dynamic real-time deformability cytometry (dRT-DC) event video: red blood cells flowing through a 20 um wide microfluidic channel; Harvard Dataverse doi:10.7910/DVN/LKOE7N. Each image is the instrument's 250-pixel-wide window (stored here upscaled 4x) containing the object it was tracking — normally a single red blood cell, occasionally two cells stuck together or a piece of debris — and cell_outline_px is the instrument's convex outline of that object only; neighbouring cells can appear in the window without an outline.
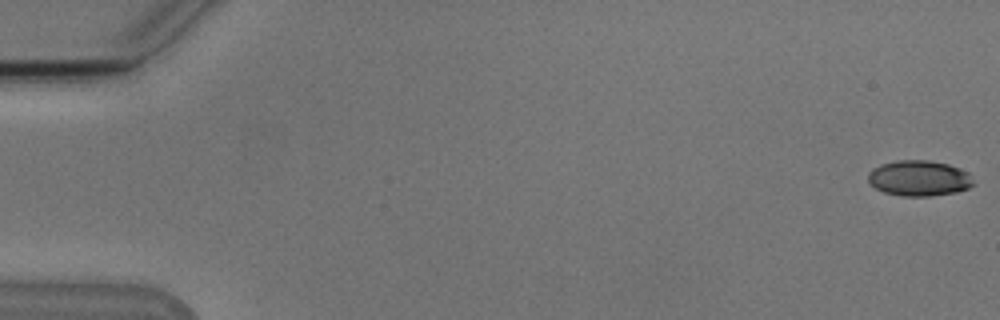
{"species": "Egyptian fruit bat (a non-hibernating species)", "species_latin": "Rousettus aegyptiacus", "temperature_condition": "cold", "stored_images_in_passage": 53, "camera_frame_rate_fps": 3000, "um_per_image_px": 0.085, "animal": {"sex": "male"}, "frame": {"image": 1, "passage_image": 1, "time_ms": 0.0, "image_size_px": [1000, 320], "cell_outline_px": [[976, 184], [968, 188], [956, 192], [928, 196], [904, 196], [884, 192], [876, 188], [868, 180], [868, 172], [872, 168], [880, 164], [900, 160], [928, 160], [948, 164], [968, 172]], "centroid_in_image_um": [78.13, 15.14], "position_along_channel_um": 6.9, "area_um2": 21.85}}
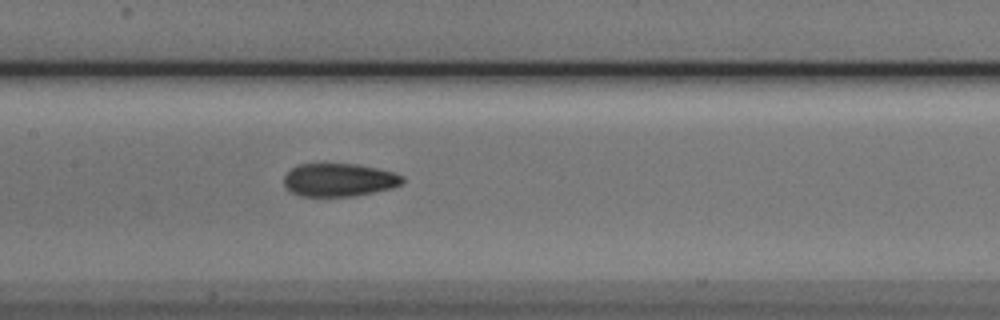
{"frame": {"image": 2, "passage_image": 27, "time_ms": 8.667, "image_size_px": [1000, 320], "cell_outline_px": [[404, 180], [400, 184], [392, 188], [352, 196], [300, 196], [284, 188], [284, 176], [292, 168], [300, 164], [356, 164], [396, 172], [404, 176]], "centroid_in_image_um": [28.82, 15.29], "position_along_channel_um": 178.6, "area_um2": 22.83}}
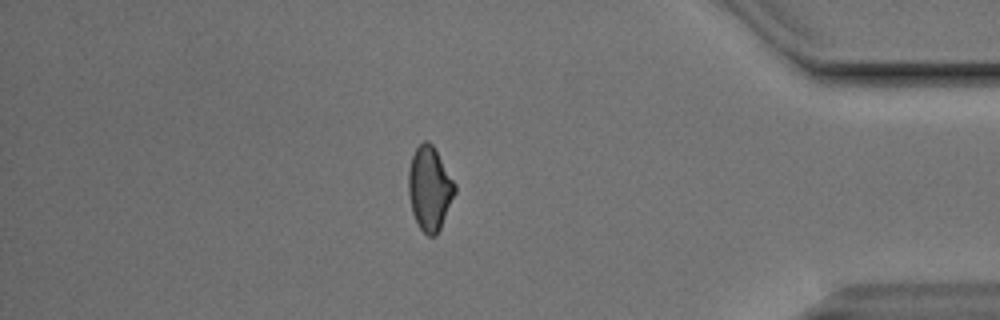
{"frame": {"image": 3, "passage_image": 47, "time_ms": 15.333, "image_size_px": [1000, 320], "cell_outline_px": [[456, 192], [440, 228], [436, 236], [428, 236], [420, 228], [412, 212], [408, 192], [408, 172], [412, 156], [416, 148], [424, 140], [428, 140], [432, 144], [456, 184]], "centroid_in_image_um": [36.52, 16.02], "position_along_channel_um": 398.7, "area_um2": 22.54}, "authors_computed_cell_mechanics": {"area_um2": 22.4264, "velocity_mm_per_s": 3.8026, "shape_relaxation_time_tau1_ms": 4.4399, "shape_relaxation_time_tau2_ms": 2.2323, "deformation_change_tau1": 0.1158, "deformation_change_tau2": 0.0877}}